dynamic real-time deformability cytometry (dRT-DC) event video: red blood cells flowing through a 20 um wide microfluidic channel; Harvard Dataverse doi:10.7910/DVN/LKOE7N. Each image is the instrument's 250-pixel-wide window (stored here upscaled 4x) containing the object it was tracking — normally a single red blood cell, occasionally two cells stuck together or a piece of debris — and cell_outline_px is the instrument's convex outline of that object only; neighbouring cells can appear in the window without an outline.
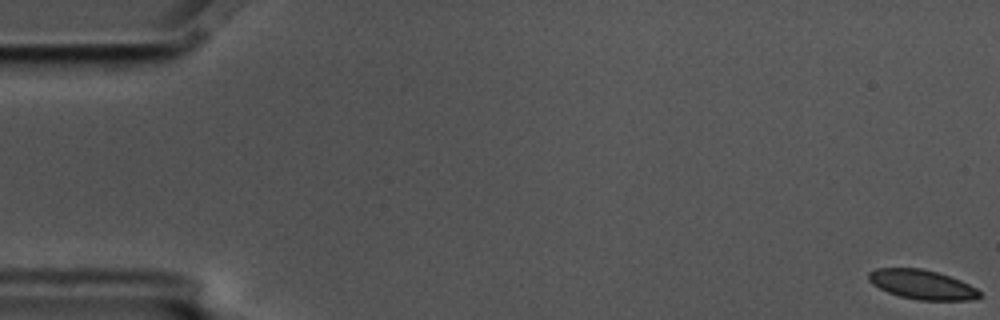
{"species": "common noctule bat (a hibernating species)", "species_latin": "Nyctalus noctula", "temperature_condition": "cold", "stored_images_in_passage": 6, "camera_frame_rate_fps": 3000, "um_per_image_px": 0.085, "animal": {"sex": "male", "body_mass_g": 17.5, "forearm_length_mm": 52.3}, "frame": {"image": 1, "passage_image": 1, "time_ms": 0.0, "image_size_px": [1000, 320], "cell_outline_px": [[980, 296], [972, 300], [920, 300], [900, 296], [888, 292], [872, 284], [868, 280], [868, 272], [876, 268], [920, 268], [936, 272], [960, 280], [976, 288], [980, 292]], "centroid_in_image_um": [78.34, 24.18], "position_along_channel_um": 6.7, "area_um2": 18.84}}
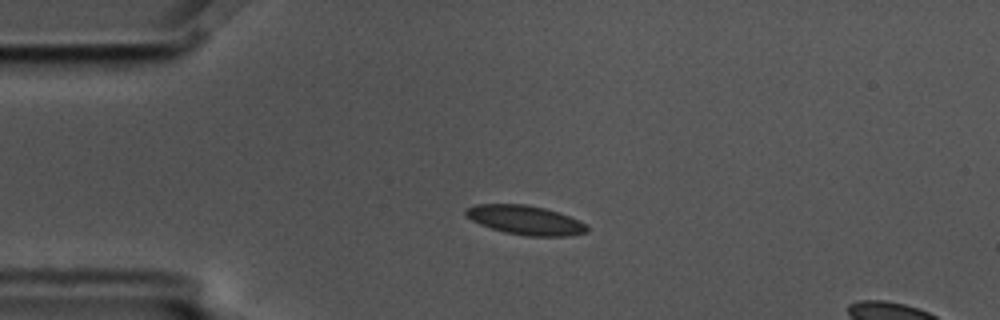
{"frame": {"image": 2, "passage_image": 5, "time_ms": 1.333, "image_size_px": [1000, 320], "cell_outline_px": [[588, 232], [568, 236], [528, 236], [504, 232], [480, 224], [464, 216], [464, 208], [476, 204], [524, 204], [544, 208], [580, 220], [588, 224]], "centroid_in_image_um": [44.64, 18.7], "position_along_channel_um": 40.4, "area_um2": 20.69}}